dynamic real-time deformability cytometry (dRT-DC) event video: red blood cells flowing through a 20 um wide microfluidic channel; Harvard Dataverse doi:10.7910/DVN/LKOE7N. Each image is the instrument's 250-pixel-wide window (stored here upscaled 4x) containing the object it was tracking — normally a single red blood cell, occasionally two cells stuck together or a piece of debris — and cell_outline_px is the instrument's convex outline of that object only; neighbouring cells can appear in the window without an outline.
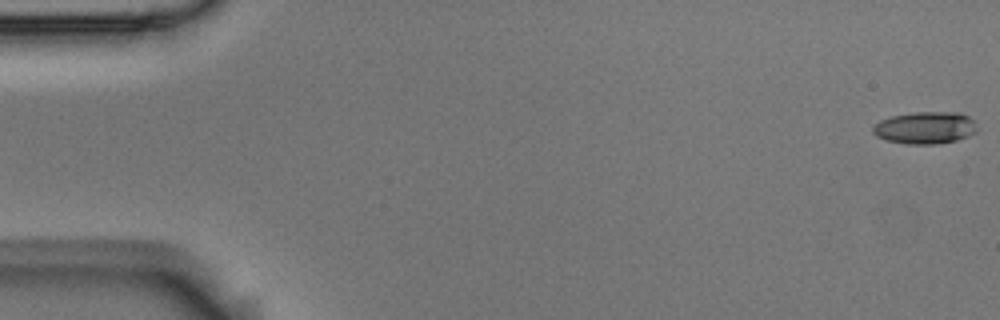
{"species": "Egyptian fruit bat (a non-hibernating species)", "species_latin": "Rousettus aegyptiacus", "temperature_condition": "room temperature", "stored_images_in_passage": 16, "camera_frame_rate_fps": 3000, "um_per_image_px": 0.085, "animal": {"sex": "male"}, "frame": {"image": 1, "passage_image": 1, "time_ms": 0.0, "image_size_px": [1000, 320], "cell_outline_px": [[976, 132], [968, 136], [956, 140], [940, 144], [908, 144], [888, 140], [876, 136], [872, 132], [872, 124], [880, 120], [892, 116], [912, 112], [960, 112], [968, 116], [972, 120], [976, 128]], "centroid_in_image_um": [78.61, 10.85], "position_along_channel_um": 6.4, "area_um2": 19.59}}
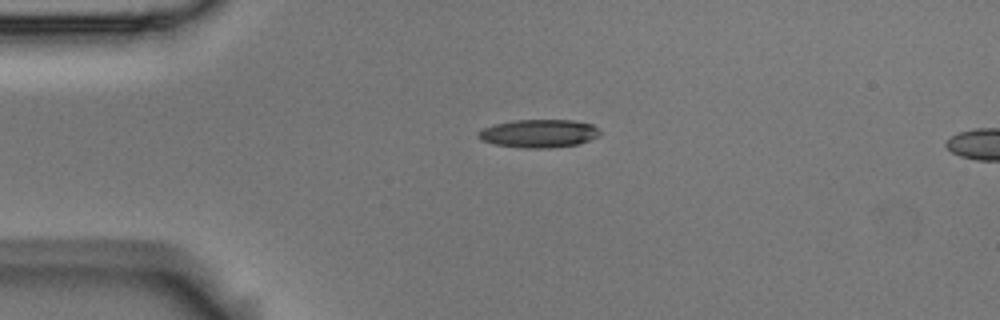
{"frame": {"image": 2, "passage_image": 13, "time_ms": 4.0, "image_size_px": [1000, 320], "cell_outline_px": [[600, 136], [580, 144], [552, 148], [520, 148], [496, 144], [480, 140], [476, 136], [476, 132], [484, 128], [496, 124], [512, 120], [572, 120], [592, 124], [600, 132]], "centroid_in_image_um": [45.8, 11.35], "position_along_channel_um": 39.2, "area_um2": 20.11}}